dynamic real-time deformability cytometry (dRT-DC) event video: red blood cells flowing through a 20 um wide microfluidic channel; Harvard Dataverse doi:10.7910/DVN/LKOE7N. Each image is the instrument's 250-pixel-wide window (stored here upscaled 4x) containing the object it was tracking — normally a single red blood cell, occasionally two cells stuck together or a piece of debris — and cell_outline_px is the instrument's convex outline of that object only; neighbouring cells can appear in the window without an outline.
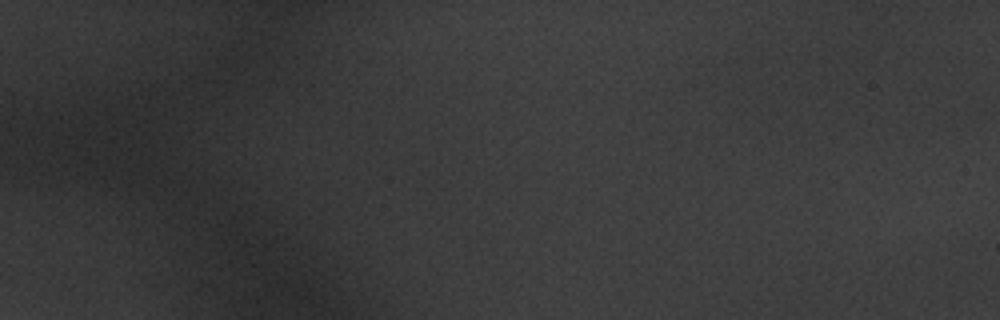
{"species": "common noctule bat (a hibernating species)", "species_latin": "Nyctalus noctula", "temperature_condition": "warm", "stored_images_in_passage": 1, "camera_frame_rate_fps": 3000, "um_per_image_px": 0.085, "animal": {"sex": "male", "body_mass_g": 20.1, "forearm_length_mm": 53.5}, "frame": {"image": 1, "passage_image": 1, "time_ms": 0.0, "image_size_px": [1000, 320], "cell_outline_px": [[900, 20], [896, 40], [864, 64], [808, 64], [796, 56], [792, 52], [812, 36], [840, 24], [884, 12], [892, 12]], "centroid_in_image_um": [72.33, 3.49], "position_along_channel_um": 12.7, "area_um2": 25.78}}